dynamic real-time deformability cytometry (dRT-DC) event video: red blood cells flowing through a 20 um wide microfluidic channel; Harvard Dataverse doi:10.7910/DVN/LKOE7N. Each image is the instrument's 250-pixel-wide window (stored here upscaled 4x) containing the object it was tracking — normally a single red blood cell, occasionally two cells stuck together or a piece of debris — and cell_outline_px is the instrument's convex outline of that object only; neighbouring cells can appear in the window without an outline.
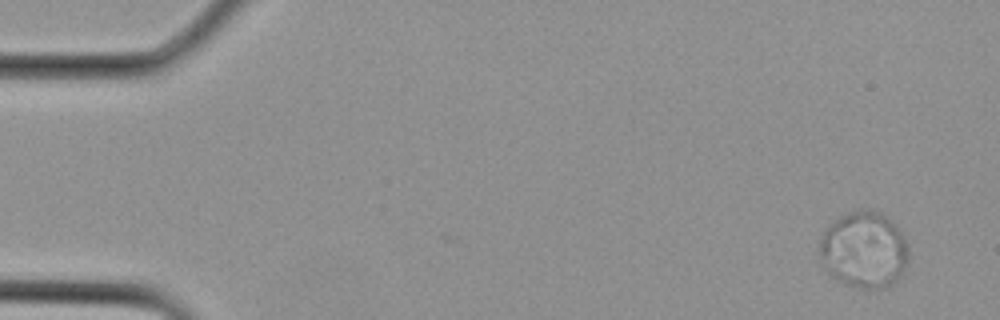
{"species": "Egyptian fruit bat (a non-hibernating species)", "species_latin": "Rousettus aegyptiacus", "temperature_condition": "cold", "stored_images_in_passage": 3, "camera_frame_rate_fps": 3000, "um_per_image_px": 0.085, "animal": {"sex": "female"}, "frame": {"image": 1, "passage_image": 1, "time_ms": 0.0, "image_size_px": [1000, 320], "cell_outline_px": [[908, 256], [904, 268], [900, 276], [888, 288], [856, 288], [844, 284], [836, 280], [824, 268], [820, 256], [820, 240], [824, 232], [840, 216], [856, 208], [868, 208], [880, 212], [900, 232], [908, 248]], "centroid_in_image_um": [73.42, 21.25], "position_along_channel_um": 11.6, "area_um2": 39.48}}